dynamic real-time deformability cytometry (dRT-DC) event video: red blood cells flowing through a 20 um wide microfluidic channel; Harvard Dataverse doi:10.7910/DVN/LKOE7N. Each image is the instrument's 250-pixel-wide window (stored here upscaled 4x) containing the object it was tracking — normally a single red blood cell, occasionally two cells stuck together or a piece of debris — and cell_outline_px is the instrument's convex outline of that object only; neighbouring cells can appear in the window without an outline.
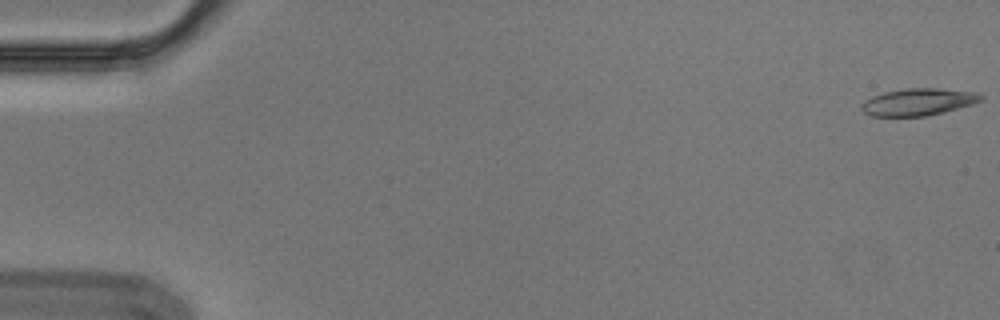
{"species": "Egyptian fruit bat (a non-hibernating species)", "species_latin": "Rousettus aegyptiacus", "temperature_condition": "cold", "stored_images_in_passage": 4, "camera_frame_rate_fps": 3000, "um_per_image_px": 0.085, "animal": {"sex": "male"}, "frame": {"image": 1, "passage_image": 1, "time_ms": 0.0, "image_size_px": [1000, 320], "cell_outline_px": [[984, 100], [972, 104], [944, 112], [924, 116], [872, 116], [864, 112], [860, 108], [860, 104], [864, 100], [872, 96], [884, 92], [904, 88], [936, 88], [976, 92], [984, 96]], "centroid_in_image_um": [78.04, 8.66], "position_along_channel_um": 7.0, "area_um2": 18.96}}